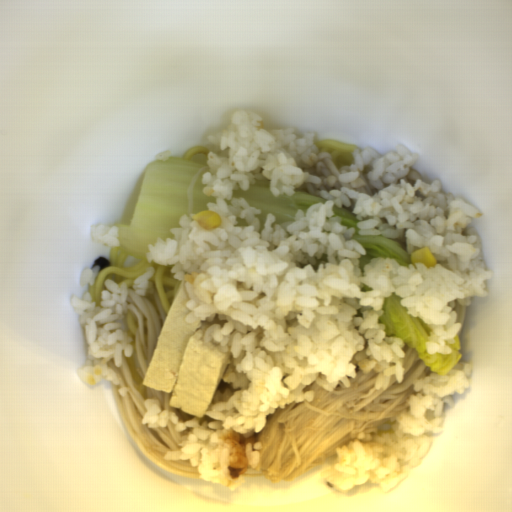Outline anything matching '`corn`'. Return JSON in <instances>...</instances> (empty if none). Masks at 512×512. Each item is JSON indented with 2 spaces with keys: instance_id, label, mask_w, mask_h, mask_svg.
<instances>
[{
  "instance_id": "corn-1",
  "label": "corn",
  "mask_w": 512,
  "mask_h": 512,
  "mask_svg": "<svg viewBox=\"0 0 512 512\" xmlns=\"http://www.w3.org/2000/svg\"><path fill=\"white\" fill-rule=\"evenodd\" d=\"M192 217L197 225L202 226L206 230H212L221 224V217L218 212L200 211Z\"/></svg>"
},
{
  "instance_id": "corn-2",
  "label": "corn",
  "mask_w": 512,
  "mask_h": 512,
  "mask_svg": "<svg viewBox=\"0 0 512 512\" xmlns=\"http://www.w3.org/2000/svg\"><path fill=\"white\" fill-rule=\"evenodd\" d=\"M410 262L414 267L416 264H423L427 268H433L437 264L433 253L426 247L412 252Z\"/></svg>"
}]
</instances>
